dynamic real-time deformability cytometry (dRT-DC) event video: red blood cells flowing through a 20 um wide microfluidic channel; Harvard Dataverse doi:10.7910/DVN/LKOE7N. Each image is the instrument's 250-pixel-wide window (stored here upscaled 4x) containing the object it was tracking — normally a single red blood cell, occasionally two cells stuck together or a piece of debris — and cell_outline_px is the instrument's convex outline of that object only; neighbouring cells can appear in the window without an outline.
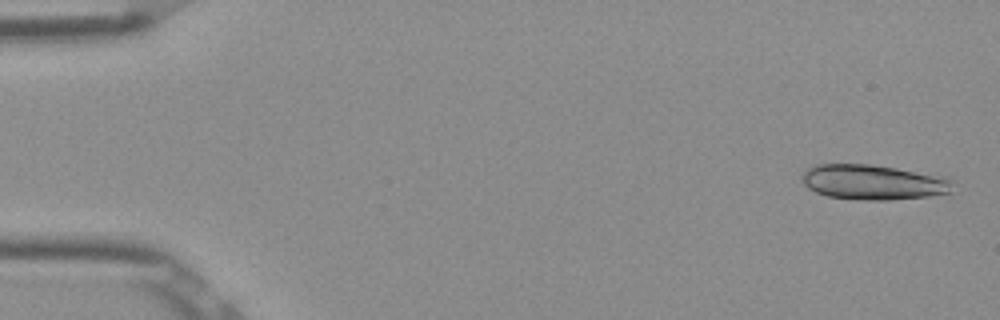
{"species": "Egyptian fruit bat (a non-hibernating species)", "species_latin": "Rousettus aegyptiacus", "temperature_condition": "room temperature", "stored_images_in_passage": 16, "camera_frame_rate_fps": 3000, "um_per_image_px": 0.085, "frame": {"image": 1, "passage_image": 2, "time_ms": 0.333, "image_size_px": [1000, 320], "cell_outline_px": [[952, 192], [932, 196], [888, 200], [860, 200], [828, 196], [816, 192], [808, 188], [804, 184], [800, 176], [808, 168], [816, 164], [872, 164], [948, 176], [952, 180]], "centroid_in_image_um": [74.26, 15.48], "position_along_channel_um": 10.7, "area_um2": 31.21}}
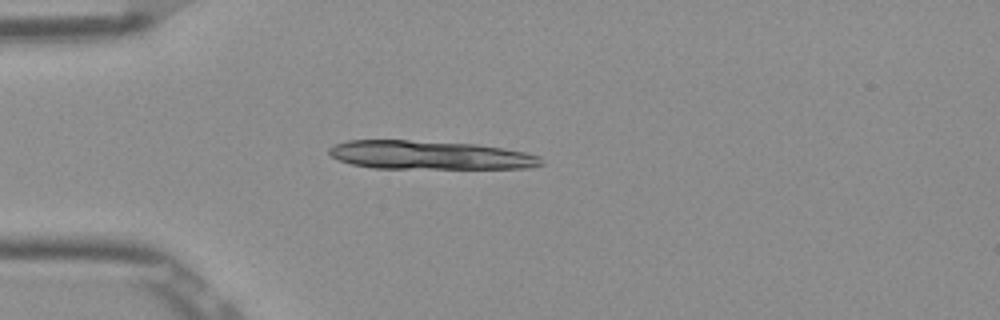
{"frame": {"image": 2, "passage_image": 14, "time_ms": 4.333, "image_size_px": [1000, 320], "cell_outline_px": [[544, 164], [532, 168], [372, 168], [352, 164], [340, 160], [332, 156], [328, 152], [328, 148], [336, 144], [348, 140], [408, 140], [476, 144], [504, 148], [524, 152], [540, 156]], "centroid_in_image_um": [36.55, 13.18], "position_along_channel_um": 48.4, "area_um2": 35.37}}